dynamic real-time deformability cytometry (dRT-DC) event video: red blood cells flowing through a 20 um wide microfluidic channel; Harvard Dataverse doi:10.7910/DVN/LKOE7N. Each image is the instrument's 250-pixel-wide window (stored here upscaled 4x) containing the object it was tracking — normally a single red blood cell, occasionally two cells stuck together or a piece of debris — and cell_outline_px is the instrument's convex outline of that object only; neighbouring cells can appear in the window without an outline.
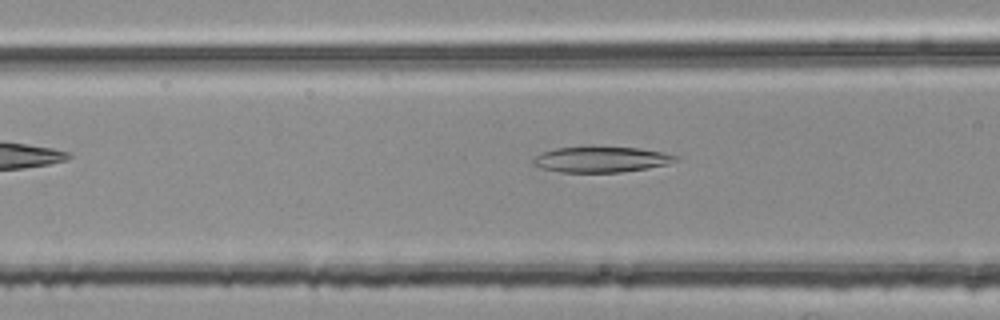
{"species": "common noctule bat (a hibernating species)", "species_latin": "Nyctalus noctula", "temperature_condition": "room temperature", "stored_images_in_passage": 32, "camera_frame_rate_fps": 3000, "um_per_image_px": 0.085, "animal": {"sex": "female", "body_mass_g": 25.1}, "frame": {"image": 1, "passage_image": 5, "time_ms": 1.333, "image_size_px": [1000, 320], "cell_outline_px": [[676, 160], [668, 164], [648, 168], [620, 172], [560, 172], [540, 168], [532, 164], [532, 160], [536, 156], [544, 152], [556, 148], [636, 148], [660, 152], [676, 156]], "centroid_in_image_um": [51.05, 13.58], "position_along_channel_um": 115.5, "area_um2": 20.63}}
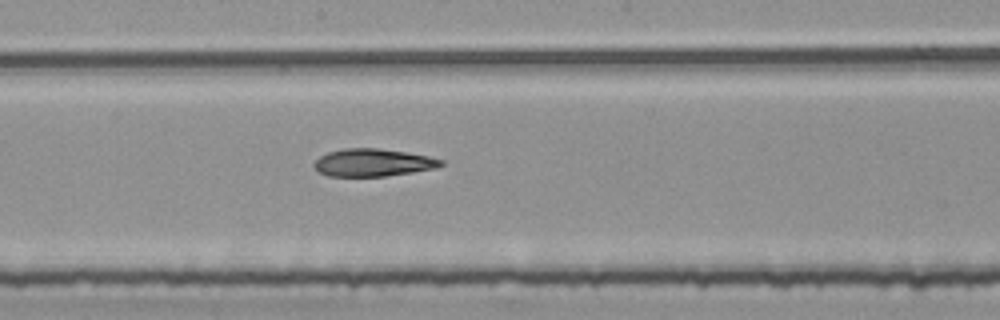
{"frame": {"image": 2, "passage_image": 13, "time_ms": 4.0, "image_size_px": [1000, 320], "cell_outline_px": [[444, 164], [436, 168], [412, 172], [384, 176], [328, 176], [320, 172], [312, 164], [320, 156], [328, 152], [344, 148], [380, 148], [428, 156], [444, 160]], "centroid_in_image_um": [31.7, 13.81], "position_along_channel_um": 216.5, "area_um2": 20.29}}
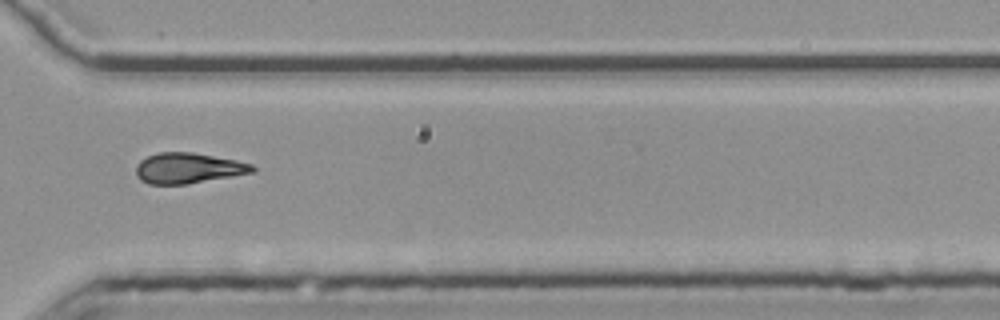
{"frame": {"image": 3, "passage_image": 24, "time_ms": 7.667, "image_size_px": [1000, 320], "cell_outline_px": [[256, 172], [188, 184], [148, 184], [140, 180], [136, 176], [136, 164], [140, 160], [156, 152], [192, 152], [236, 160], [252, 164], [256, 168]], "centroid_in_image_um": [15.99, 14.29], "position_along_channel_um": 354.6, "area_um2": 20.92}, "authors_computed_cell_mechanics": {"area_um2": 20.6057, "velocity_mm_per_s": 3.7803, "shape_relaxation_time_tau1_ms": null, "shape_relaxation_time_tau2_ms": 9.8849, "deformation_change_tau1": null, "deformation_change_tau2": 0.2181}}